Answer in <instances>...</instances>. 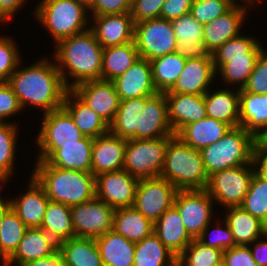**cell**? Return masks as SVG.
I'll return each mask as SVG.
<instances>
[{
    "label": "cell",
    "mask_w": 267,
    "mask_h": 266,
    "mask_svg": "<svg viewBox=\"0 0 267 266\" xmlns=\"http://www.w3.org/2000/svg\"><path fill=\"white\" fill-rule=\"evenodd\" d=\"M177 46L175 52L185 59L212 57L203 42V24L190 13L171 21Z\"/></svg>",
    "instance_id": "22"
},
{
    "label": "cell",
    "mask_w": 267,
    "mask_h": 266,
    "mask_svg": "<svg viewBox=\"0 0 267 266\" xmlns=\"http://www.w3.org/2000/svg\"><path fill=\"white\" fill-rule=\"evenodd\" d=\"M12 18L1 6L0 4V22H6L8 19Z\"/></svg>",
    "instance_id": "64"
},
{
    "label": "cell",
    "mask_w": 267,
    "mask_h": 266,
    "mask_svg": "<svg viewBox=\"0 0 267 266\" xmlns=\"http://www.w3.org/2000/svg\"><path fill=\"white\" fill-rule=\"evenodd\" d=\"M174 258L154 232L135 243L133 266H173Z\"/></svg>",
    "instance_id": "40"
},
{
    "label": "cell",
    "mask_w": 267,
    "mask_h": 266,
    "mask_svg": "<svg viewBox=\"0 0 267 266\" xmlns=\"http://www.w3.org/2000/svg\"><path fill=\"white\" fill-rule=\"evenodd\" d=\"M216 74L213 57L186 59L184 69L173 87L165 93L204 95Z\"/></svg>",
    "instance_id": "17"
},
{
    "label": "cell",
    "mask_w": 267,
    "mask_h": 266,
    "mask_svg": "<svg viewBox=\"0 0 267 266\" xmlns=\"http://www.w3.org/2000/svg\"><path fill=\"white\" fill-rule=\"evenodd\" d=\"M127 140L110 132L93 139L91 173L94 176L104 172L123 169Z\"/></svg>",
    "instance_id": "21"
},
{
    "label": "cell",
    "mask_w": 267,
    "mask_h": 266,
    "mask_svg": "<svg viewBox=\"0 0 267 266\" xmlns=\"http://www.w3.org/2000/svg\"><path fill=\"white\" fill-rule=\"evenodd\" d=\"M254 1H255V3L258 1H262V0H243V5H244V2H246V5L248 4V5H252V3H253V5H254Z\"/></svg>",
    "instance_id": "67"
},
{
    "label": "cell",
    "mask_w": 267,
    "mask_h": 266,
    "mask_svg": "<svg viewBox=\"0 0 267 266\" xmlns=\"http://www.w3.org/2000/svg\"><path fill=\"white\" fill-rule=\"evenodd\" d=\"M267 123V94L239 89V124L254 135Z\"/></svg>",
    "instance_id": "36"
},
{
    "label": "cell",
    "mask_w": 267,
    "mask_h": 266,
    "mask_svg": "<svg viewBox=\"0 0 267 266\" xmlns=\"http://www.w3.org/2000/svg\"><path fill=\"white\" fill-rule=\"evenodd\" d=\"M54 60L68 89L76 85L101 79L103 47L90 28L55 44ZM68 70V71H67ZM74 79L70 84L68 77Z\"/></svg>",
    "instance_id": "2"
},
{
    "label": "cell",
    "mask_w": 267,
    "mask_h": 266,
    "mask_svg": "<svg viewBox=\"0 0 267 266\" xmlns=\"http://www.w3.org/2000/svg\"><path fill=\"white\" fill-rule=\"evenodd\" d=\"M113 230L131 242H139L154 232V223L132 207L114 210Z\"/></svg>",
    "instance_id": "35"
},
{
    "label": "cell",
    "mask_w": 267,
    "mask_h": 266,
    "mask_svg": "<svg viewBox=\"0 0 267 266\" xmlns=\"http://www.w3.org/2000/svg\"><path fill=\"white\" fill-rule=\"evenodd\" d=\"M7 36L0 37V83H6L20 65V54L16 43Z\"/></svg>",
    "instance_id": "47"
},
{
    "label": "cell",
    "mask_w": 267,
    "mask_h": 266,
    "mask_svg": "<svg viewBox=\"0 0 267 266\" xmlns=\"http://www.w3.org/2000/svg\"><path fill=\"white\" fill-rule=\"evenodd\" d=\"M235 4L224 15L217 17L203 25V42L212 54L231 38L241 34L240 28L247 15L246 5Z\"/></svg>",
    "instance_id": "20"
},
{
    "label": "cell",
    "mask_w": 267,
    "mask_h": 266,
    "mask_svg": "<svg viewBox=\"0 0 267 266\" xmlns=\"http://www.w3.org/2000/svg\"><path fill=\"white\" fill-rule=\"evenodd\" d=\"M225 221L229 225L236 245H251L267 233V226L241 206L225 208Z\"/></svg>",
    "instance_id": "31"
},
{
    "label": "cell",
    "mask_w": 267,
    "mask_h": 266,
    "mask_svg": "<svg viewBox=\"0 0 267 266\" xmlns=\"http://www.w3.org/2000/svg\"><path fill=\"white\" fill-rule=\"evenodd\" d=\"M145 103L146 97L120 100L115 118L109 124V132L126 140L137 139V128Z\"/></svg>",
    "instance_id": "37"
},
{
    "label": "cell",
    "mask_w": 267,
    "mask_h": 266,
    "mask_svg": "<svg viewBox=\"0 0 267 266\" xmlns=\"http://www.w3.org/2000/svg\"><path fill=\"white\" fill-rule=\"evenodd\" d=\"M27 186L28 191L20 198L10 200L11 208L28 228L41 227L50 199L32 174Z\"/></svg>",
    "instance_id": "24"
},
{
    "label": "cell",
    "mask_w": 267,
    "mask_h": 266,
    "mask_svg": "<svg viewBox=\"0 0 267 266\" xmlns=\"http://www.w3.org/2000/svg\"><path fill=\"white\" fill-rule=\"evenodd\" d=\"M230 128L222 121L205 117L184 126L176 136L186 145L201 150L221 139Z\"/></svg>",
    "instance_id": "29"
},
{
    "label": "cell",
    "mask_w": 267,
    "mask_h": 266,
    "mask_svg": "<svg viewBox=\"0 0 267 266\" xmlns=\"http://www.w3.org/2000/svg\"><path fill=\"white\" fill-rule=\"evenodd\" d=\"M89 27L102 47H111L134 41V22L129 13L92 16Z\"/></svg>",
    "instance_id": "19"
},
{
    "label": "cell",
    "mask_w": 267,
    "mask_h": 266,
    "mask_svg": "<svg viewBox=\"0 0 267 266\" xmlns=\"http://www.w3.org/2000/svg\"><path fill=\"white\" fill-rule=\"evenodd\" d=\"M254 149H267V123L253 135Z\"/></svg>",
    "instance_id": "59"
},
{
    "label": "cell",
    "mask_w": 267,
    "mask_h": 266,
    "mask_svg": "<svg viewBox=\"0 0 267 266\" xmlns=\"http://www.w3.org/2000/svg\"><path fill=\"white\" fill-rule=\"evenodd\" d=\"M256 171L255 162L216 171L209 175L205 190L224 208L241 206Z\"/></svg>",
    "instance_id": "8"
},
{
    "label": "cell",
    "mask_w": 267,
    "mask_h": 266,
    "mask_svg": "<svg viewBox=\"0 0 267 266\" xmlns=\"http://www.w3.org/2000/svg\"><path fill=\"white\" fill-rule=\"evenodd\" d=\"M178 189L166 179H140L133 207L155 223L161 215L174 205Z\"/></svg>",
    "instance_id": "11"
},
{
    "label": "cell",
    "mask_w": 267,
    "mask_h": 266,
    "mask_svg": "<svg viewBox=\"0 0 267 266\" xmlns=\"http://www.w3.org/2000/svg\"><path fill=\"white\" fill-rule=\"evenodd\" d=\"M43 115L41 130L35 140L41 151L36 160L46 161L61 145L79 144L84 137L63 107Z\"/></svg>",
    "instance_id": "9"
},
{
    "label": "cell",
    "mask_w": 267,
    "mask_h": 266,
    "mask_svg": "<svg viewBox=\"0 0 267 266\" xmlns=\"http://www.w3.org/2000/svg\"><path fill=\"white\" fill-rule=\"evenodd\" d=\"M2 263H3L2 266H11L12 264H14L9 259H2Z\"/></svg>",
    "instance_id": "66"
},
{
    "label": "cell",
    "mask_w": 267,
    "mask_h": 266,
    "mask_svg": "<svg viewBox=\"0 0 267 266\" xmlns=\"http://www.w3.org/2000/svg\"><path fill=\"white\" fill-rule=\"evenodd\" d=\"M12 173H6L0 170V184L5 183L6 181H8V179L10 178ZM0 202H10V200H4L1 198L0 196Z\"/></svg>",
    "instance_id": "62"
},
{
    "label": "cell",
    "mask_w": 267,
    "mask_h": 266,
    "mask_svg": "<svg viewBox=\"0 0 267 266\" xmlns=\"http://www.w3.org/2000/svg\"><path fill=\"white\" fill-rule=\"evenodd\" d=\"M22 266H65L62 255L57 251L52 256L29 261Z\"/></svg>",
    "instance_id": "57"
},
{
    "label": "cell",
    "mask_w": 267,
    "mask_h": 266,
    "mask_svg": "<svg viewBox=\"0 0 267 266\" xmlns=\"http://www.w3.org/2000/svg\"><path fill=\"white\" fill-rule=\"evenodd\" d=\"M11 209V203L10 202H0V229L2 220L4 219L6 213Z\"/></svg>",
    "instance_id": "61"
},
{
    "label": "cell",
    "mask_w": 267,
    "mask_h": 266,
    "mask_svg": "<svg viewBox=\"0 0 267 266\" xmlns=\"http://www.w3.org/2000/svg\"><path fill=\"white\" fill-rule=\"evenodd\" d=\"M258 43L252 37L239 34L215 50L212 57H245Z\"/></svg>",
    "instance_id": "48"
},
{
    "label": "cell",
    "mask_w": 267,
    "mask_h": 266,
    "mask_svg": "<svg viewBox=\"0 0 267 266\" xmlns=\"http://www.w3.org/2000/svg\"><path fill=\"white\" fill-rule=\"evenodd\" d=\"M213 199L205 189L178 190L174 206L180 213L188 234L198 239L206 226L212 222Z\"/></svg>",
    "instance_id": "13"
},
{
    "label": "cell",
    "mask_w": 267,
    "mask_h": 266,
    "mask_svg": "<svg viewBox=\"0 0 267 266\" xmlns=\"http://www.w3.org/2000/svg\"><path fill=\"white\" fill-rule=\"evenodd\" d=\"M120 100L152 96L157 92L150 61L139 57L122 75L113 80Z\"/></svg>",
    "instance_id": "18"
},
{
    "label": "cell",
    "mask_w": 267,
    "mask_h": 266,
    "mask_svg": "<svg viewBox=\"0 0 267 266\" xmlns=\"http://www.w3.org/2000/svg\"><path fill=\"white\" fill-rule=\"evenodd\" d=\"M223 261L227 266H258L254 261L250 247L236 245L223 252Z\"/></svg>",
    "instance_id": "54"
},
{
    "label": "cell",
    "mask_w": 267,
    "mask_h": 266,
    "mask_svg": "<svg viewBox=\"0 0 267 266\" xmlns=\"http://www.w3.org/2000/svg\"><path fill=\"white\" fill-rule=\"evenodd\" d=\"M263 50L259 42L248 54H245V57H213L215 71L220 73L224 82L229 85L240 84L238 89H243Z\"/></svg>",
    "instance_id": "28"
},
{
    "label": "cell",
    "mask_w": 267,
    "mask_h": 266,
    "mask_svg": "<svg viewBox=\"0 0 267 266\" xmlns=\"http://www.w3.org/2000/svg\"><path fill=\"white\" fill-rule=\"evenodd\" d=\"M28 227L11 208L2 220L0 229V258L9 259L17 250Z\"/></svg>",
    "instance_id": "42"
},
{
    "label": "cell",
    "mask_w": 267,
    "mask_h": 266,
    "mask_svg": "<svg viewBox=\"0 0 267 266\" xmlns=\"http://www.w3.org/2000/svg\"><path fill=\"white\" fill-rule=\"evenodd\" d=\"M164 2L165 0H132L130 14L134 24L160 17Z\"/></svg>",
    "instance_id": "51"
},
{
    "label": "cell",
    "mask_w": 267,
    "mask_h": 266,
    "mask_svg": "<svg viewBox=\"0 0 267 266\" xmlns=\"http://www.w3.org/2000/svg\"><path fill=\"white\" fill-rule=\"evenodd\" d=\"M71 90L108 124L114 120L120 99L113 81H86Z\"/></svg>",
    "instance_id": "15"
},
{
    "label": "cell",
    "mask_w": 267,
    "mask_h": 266,
    "mask_svg": "<svg viewBox=\"0 0 267 266\" xmlns=\"http://www.w3.org/2000/svg\"><path fill=\"white\" fill-rule=\"evenodd\" d=\"M161 178L178 190H202L208 185L200 150L182 142L176 135L168 142Z\"/></svg>",
    "instance_id": "4"
},
{
    "label": "cell",
    "mask_w": 267,
    "mask_h": 266,
    "mask_svg": "<svg viewBox=\"0 0 267 266\" xmlns=\"http://www.w3.org/2000/svg\"><path fill=\"white\" fill-rule=\"evenodd\" d=\"M34 168L32 175L43 186L50 201L71 207L96 196L95 176L90 172L57 168L40 160Z\"/></svg>",
    "instance_id": "3"
},
{
    "label": "cell",
    "mask_w": 267,
    "mask_h": 266,
    "mask_svg": "<svg viewBox=\"0 0 267 266\" xmlns=\"http://www.w3.org/2000/svg\"><path fill=\"white\" fill-rule=\"evenodd\" d=\"M153 82L157 92H168L184 69L186 59L176 52L166 54L150 61Z\"/></svg>",
    "instance_id": "41"
},
{
    "label": "cell",
    "mask_w": 267,
    "mask_h": 266,
    "mask_svg": "<svg viewBox=\"0 0 267 266\" xmlns=\"http://www.w3.org/2000/svg\"><path fill=\"white\" fill-rule=\"evenodd\" d=\"M58 251V243L40 227L28 228L17 250L9 258L16 266L40 258L52 256Z\"/></svg>",
    "instance_id": "26"
},
{
    "label": "cell",
    "mask_w": 267,
    "mask_h": 266,
    "mask_svg": "<svg viewBox=\"0 0 267 266\" xmlns=\"http://www.w3.org/2000/svg\"><path fill=\"white\" fill-rule=\"evenodd\" d=\"M134 42L140 57L148 61L175 52L177 46L171 21L161 17L135 23Z\"/></svg>",
    "instance_id": "10"
},
{
    "label": "cell",
    "mask_w": 267,
    "mask_h": 266,
    "mask_svg": "<svg viewBox=\"0 0 267 266\" xmlns=\"http://www.w3.org/2000/svg\"><path fill=\"white\" fill-rule=\"evenodd\" d=\"M17 129V124L0 122V170L6 173H13L14 160H16Z\"/></svg>",
    "instance_id": "44"
},
{
    "label": "cell",
    "mask_w": 267,
    "mask_h": 266,
    "mask_svg": "<svg viewBox=\"0 0 267 266\" xmlns=\"http://www.w3.org/2000/svg\"><path fill=\"white\" fill-rule=\"evenodd\" d=\"M215 266H227L225 263H224V261L222 260L220 263H218L217 265H215Z\"/></svg>",
    "instance_id": "68"
},
{
    "label": "cell",
    "mask_w": 267,
    "mask_h": 266,
    "mask_svg": "<svg viewBox=\"0 0 267 266\" xmlns=\"http://www.w3.org/2000/svg\"><path fill=\"white\" fill-rule=\"evenodd\" d=\"M218 221L217 223V227L213 230L214 232H211L212 234H214V237H211L212 234L208 233L207 231L209 230V226L210 223L206 226V228L203 230L202 234L199 236L198 240L200 242H202L204 245L210 246V247H214L217 248L221 251H225L230 249L231 247L235 246V240L233 238V235L230 231L229 225L227 224V222L224 220L222 222L225 226L223 228V226L221 227V222ZM222 228V229H221ZM207 235H211L210 238L211 239H206V237H208ZM213 238V239H212Z\"/></svg>",
    "instance_id": "50"
},
{
    "label": "cell",
    "mask_w": 267,
    "mask_h": 266,
    "mask_svg": "<svg viewBox=\"0 0 267 266\" xmlns=\"http://www.w3.org/2000/svg\"><path fill=\"white\" fill-rule=\"evenodd\" d=\"M241 207L267 226V179L257 171Z\"/></svg>",
    "instance_id": "43"
},
{
    "label": "cell",
    "mask_w": 267,
    "mask_h": 266,
    "mask_svg": "<svg viewBox=\"0 0 267 266\" xmlns=\"http://www.w3.org/2000/svg\"><path fill=\"white\" fill-rule=\"evenodd\" d=\"M132 0H93L91 8L92 16L108 14L129 13Z\"/></svg>",
    "instance_id": "53"
},
{
    "label": "cell",
    "mask_w": 267,
    "mask_h": 266,
    "mask_svg": "<svg viewBox=\"0 0 267 266\" xmlns=\"http://www.w3.org/2000/svg\"><path fill=\"white\" fill-rule=\"evenodd\" d=\"M264 237L267 239V233L261 237V240H259L260 238H258L251 243V246L248 245L250 247L253 259L258 264V266H267V241L266 239L263 240Z\"/></svg>",
    "instance_id": "56"
},
{
    "label": "cell",
    "mask_w": 267,
    "mask_h": 266,
    "mask_svg": "<svg viewBox=\"0 0 267 266\" xmlns=\"http://www.w3.org/2000/svg\"><path fill=\"white\" fill-rule=\"evenodd\" d=\"M172 138L128 139L123 169L139 180L160 177L166 148Z\"/></svg>",
    "instance_id": "7"
},
{
    "label": "cell",
    "mask_w": 267,
    "mask_h": 266,
    "mask_svg": "<svg viewBox=\"0 0 267 266\" xmlns=\"http://www.w3.org/2000/svg\"><path fill=\"white\" fill-rule=\"evenodd\" d=\"M70 208L75 237L96 239L113 230L114 209L96 196Z\"/></svg>",
    "instance_id": "12"
},
{
    "label": "cell",
    "mask_w": 267,
    "mask_h": 266,
    "mask_svg": "<svg viewBox=\"0 0 267 266\" xmlns=\"http://www.w3.org/2000/svg\"><path fill=\"white\" fill-rule=\"evenodd\" d=\"M62 107L71 115L75 125L85 137L94 139L109 132V124L71 89L67 91Z\"/></svg>",
    "instance_id": "27"
},
{
    "label": "cell",
    "mask_w": 267,
    "mask_h": 266,
    "mask_svg": "<svg viewBox=\"0 0 267 266\" xmlns=\"http://www.w3.org/2000/svg\"><path fill=\"white\" fill-rule=\"evenodd\" d=\"M104 266H133L135 243L114 230L95 239Z\"/></svg>",
    "instance_id": "32"
},
{
    "label": "cell",
    "mask_w": 267,
    "mask_h": 266,
    "mask_svg": "<svg viewBox=\"0 0 267 266\" xmlns=\"http://www.w3.org/2000/svg\"><path fill=\"white\" fill-rule=\"evenodd\" d=\"M154 233L175 256H180L193 240L174 205L154 223Z\"/></svg>",
    "instance_id": "25"
},
{
    "label": "cell",
    "mask_w": 267,
    "mask_h": 266,
    "mask_svg": "<svg viewBox=\"0 0 267 266\" xmlns=\"http://www.w3.org/2000/svg\"><path fill=\"white\" fill-rule=\"evenodd\" d=\"M139 179L124 169L95 176L96 197L114 210L132 207Z\"/></svg>",
    "instance_id": "14"
},
{
    "label": "cell",
    "mask_w": 267,
    "mask_h": 266,
    "mask_svg": "<svg viewBox=\"0 0 267 266\" xmlns=\"http://www.w3.org/2000/svg\"><path fill=\"white\" fill-rule=\"evenodd\" d=\"M19 99L22 109L32 105L42 107L43 114L63 106L69 90L56 66L48 59H42L31 66L18 68L7 82Z\"/></svg>",
    "instance_id": "1"
},
{
    "label": "cell",
    "mask_w": 267,
    "mask_h": 266,
    "mask_svg": "<svg viewBox=\"0 0 267 266\" xmlns=\"http://www.w3.org/2000/svg\"><path fill=\"white\" fill-rule=\"evenodd\" d=\"M168 103V119L175 135L186 125L205 117L204 95L165 93Z\"/></svg>",
    "instance_id": "23"
},
{
    "label": "cell",
    "mask_w": 267,
    "mask_h": 266,
    "mask_svg": "<svg viewBox=\"0 0 267 266\" xmlns=\"http://www.w3.org/2000/svg\"><path fill=\"white\" fill-rule=\"evenodd\" d=\"M74 1L83 5L87 9L91 8L92 2H93V0H74Z\"/></svg>",
    "instance_id": "65"
},
{
    "label": "cell",
    "mask_w": 267,
    "mask_h": 266,
    "mask_svg": "<svg viewBox=\"0 0 267 266\" xmlns=\"http://www.w3.org/2000/svg\"><path fill=\"white\" fill-rule=\"evenodd\" d=\"M236 3V0H193L190 14L204 25L224 15Z\"/></svg>",
    "instance_id": "46"
},
{
    "label": "cell",
    "mask_w": 267,
    "mask_h": 266,
    "mask_svg": "<svg viewBox=\"0 0 267 266\" xmlns=\"http://www.w3.org/2000/svg\"><path fill=\"white\" fill-rule=\"evenodd\" d=\"M175 133L168 119V103L165 93L146 96V103L140 115L137 139L174 137Z\"/></svg>",
    "instance_id": "16"
},
{
    "label": "cell",
    "mask_w": 267,
    "mask_h": 266,
    "mask_svg": "<svg viewBox=\"0 0 267 266\" xmlns=\"http://www.w3.org/2000/svg\"><path fill=\"white\" fill-rule=\"evenodd\" d=\"M193 0H165L160 17L172 21L190 13Z\"/></svg>",
    "instance_id": "55"
},
{
    "label": "cell",
    "mask_w": 267,
    "mask_h": 266,
    "mask_svg": "<svg viewBox=\"0 0 267 266\" xmlns=\"http://www.w3.org/2000/svg\"><path fill=\"white\" fill-rule=\"evenodd\" d=\"M204 94L207 117L222 121L231 128L239 127V89H221Z\"/></svg>",
    "instance_id": "33"
},
{
    "label": "cell",
    "mask_w": 267,
    "mask_h": 266,
    "mask_svg": "<svg viewBox=\"0 0 267 266\" xmlns=\"http://www.w3.org/2000/svg\"><path fill=\"white\" fill-rule=\"evenodd\" d=\"M140 57L135 42L104 47L101 79L113 81L122 75Z\"/></svg>",
    "instance_id": "38"
},
{
    "label": "cell",
    "mask_w": 267,
    "mask_h": 266,
    "mask_svg": "<svg viewBox=\"0 0 267 266\" xmlns=\"http://www.w3.org/2000/svg\"><path fill=\"white\" fill-rule=\"evenodd\" d=\"M93 138L83 137L79 144L61 145L46 162L57 168L91 173Z\"/></svg>",
    "instance_id": "30"
},
{
    "label": "cell",
    "mask_w": 267,
    "mask_h": 266,
    "mask_svg": "<svg viewBox=\"0 0 267 266\" xmlns=\"http://www.w3.org/2000/svg\"><path fill=\"white\" fill-rule=\"evenodd\" d=\"M181 256L192 266H215L223 260V251L193 239Z\"/></svg>",
    "instance_id": "45"
},
{
    "label": "cell",
    "mask_w": 267,
    "mask_h": 266,
    "mask_svg": "<svg viewBox=\"0 0 267 266\" xmlns=\"http://www.w3.org/2000/svg\"><path fill=\"white\" fill-rule=\"evenodd\" d=\"M23 109L19 99L14 94L11 86L6 83H0V122Z\"/></svg>",
    "instance_id": "52"
},
{
    "label": "cell",
    "mask_w": 267,
    "mask_h": 266,
    "mask_svg": "<svg viewBox=\"0 0 267 266\" xmlns=\"http://www.w3.org/2000/svg\"><path fill=\"white\" fill-rule=\"evenodd\" d=\"M27 0H0L3 9L12 17Z\"/></svg>",
    "instance_id": "60"
},
{
    "label": "cell",
    "mask_w": 267,
    "mask_h": 266,
    "mask_svg": "<svg viewBox=\"0 0 267 266\" xmlns=\"http://www.w3.org/2000/svg\"><path fill=\"white\" fill-rule=\"evenodd\" d=\"M200 152L208 176L216 171L252 164L255 155L253 135L241 126L230 128L221 139Z\"/></svg>",
    "instance_id": "5"
},
{
    "label": "cell",
    "mask_w": 267,
    "mask_h": 266,
    "mask_svg": "<svg viewBox=\"0 0 267 266\" xmlns=\"http://www.w3.org/2000/svg\"><path fill=\"white\" fill-rule=\"evenodd\" d=\"M65 266H104L93 238L74 237L58 243Z\"/></svg>",
    "instance_id": "34"
},
{
    "label": "cell",
    "mask_w": 267,
    "mask_h": 266,
    "mask_svg": "<svg viewBox=\"0 0 267 266\" xmlns=\"http://www.w3.org/2000/svg\"><path fill=\"white\" fill-rule=\"evenodd\" d=\"M257 172L267 179V149H254Z\"/></svg>",
    "instance_id": "58"
},
{
    "label": "cell",
    "mask_w": 267,
    "mask_h": 266,
    "mask_svg": "<svg viewBox=\"0 0 267 266\" xmlns=\"http://www.w3.org/2000/svg\"><path fill=\"white\" fill-rule=\"evenodd\" d=\"M40 228L46 231L57 243L74 238L75 232L70 206L49 201Z\"/></svg>",
    "instance_id": "39"
},
{
    "label": "cell",
    "mask_w": 267,
    "mask_h": 266,
    "mask_svg": "<svg viewBox=\"0 0 267 266\" xmlns=\"http://www.w3.org/2000/svg\"><path fill=\"white\" fill-rule=\"evenodd\" d=\"M243 90L255 94H267V51L263 50L258 56Z\"/></svg>",
    "instance_id": "49"
},
{
    "label": "cell",
    "mask_w": 267,
    "mask_h": 266,
    "mask_svg": "<svg viewBox=\"0 0 267 266\" xmlns=\"http://www.w3.org/2000/svg\"><path fill=\"white\" fill-rule=\"evenodd\" d=\"M87 11L74 0H41L33 13L57 43L87 30Z\"/></svg>",
    "instance_id": "6"
},
{
    "label": "cell",
    "mask_w": 267,
    "mask_h": 266,
    "mask_svg": "<svg viewBox=\"0 0 267 266\" xmlns=\"http://www.w3.org/2000/svg\"><path fill=\"white\" fill-rule=\"evenodd\" d=\"M173 266H192L181 255L175 256Z\"/></svg>",
    "instance_id": "63"
}]
</instances>
